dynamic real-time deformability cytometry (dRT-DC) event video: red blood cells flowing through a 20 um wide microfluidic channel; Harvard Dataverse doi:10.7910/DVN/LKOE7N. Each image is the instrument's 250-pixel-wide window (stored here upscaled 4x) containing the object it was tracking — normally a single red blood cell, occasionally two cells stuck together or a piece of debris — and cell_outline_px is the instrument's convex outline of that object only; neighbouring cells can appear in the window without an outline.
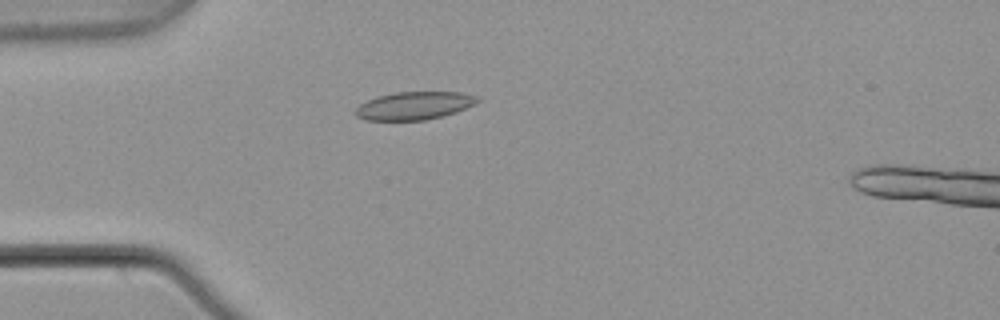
{"species": "common noctule bat (a hibernating species)", "species_latin": "Nyctalus noctula", "temperature_condition": "warm", "stored_images_in_passage": 2, "camera_frame_rate_fps": 3000, "um_per_image_px": 0.085, "animal": {"sex": "male", "body_mass_g": 21.5, "forearm_length_mm": 52.0}, "frame": {"image": 1, "passage_image": 1, "time_ms": 0.0, "image_size_px": [1000, 320], "cell_outline_px": [[480, 100], [456, 112], [424, 120], [364, 120], [356, 116], [352, 112], [360, 104], [376, 96], [396, 92], [460, 92], [476, 96]], "centroid_in_image_um": [35.13, 8.98], "position_along_channel_um": 49.9, "area_um2": 19.71}}